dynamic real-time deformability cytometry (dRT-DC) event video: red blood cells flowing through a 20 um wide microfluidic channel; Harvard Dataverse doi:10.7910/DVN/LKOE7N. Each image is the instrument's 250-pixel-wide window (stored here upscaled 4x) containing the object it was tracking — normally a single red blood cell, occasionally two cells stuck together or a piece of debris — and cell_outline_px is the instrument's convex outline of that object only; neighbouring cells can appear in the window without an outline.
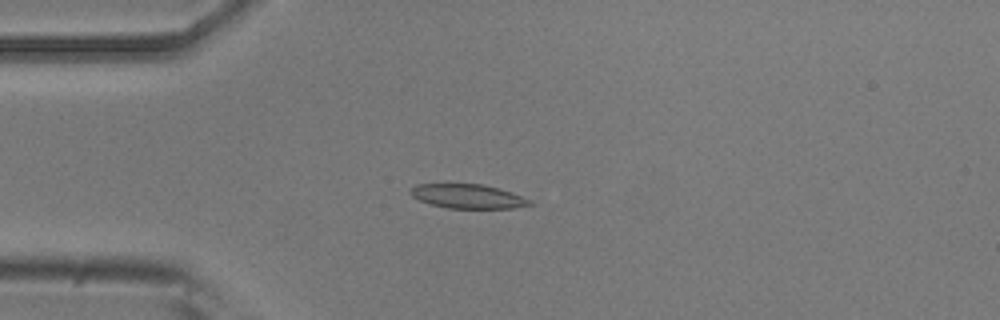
{"species": "common noctule bat (a hibernating species)", "species_latin": "Nyctalus noctula", "temperature_condition": "room temperature", "stored_images_in_passage": 53, "camera_frame_rate_fps": 3000, "um_per_image_px": 0.085, "animal": {"sex": "male", "body_mass_g": 20.5, "forearm_length_mm": 52.5}, "frame": {"image": 1, "passage_image": 14, "time_ms": 4.333, "image_size_px": [1000, 320], "cell_outline_px": [[536, 204], [512, 208], [448, 208], [432, 204], [420, 200], [412, 196], [408, 192], [416, 184], [444, 180], [484, 184], [500, 188], [512, 192], [532, 200]], "centroid_in_image_um": [39.72, 16.62], "position_along_channel_um": 45.3, "area_um2": 17.86}}
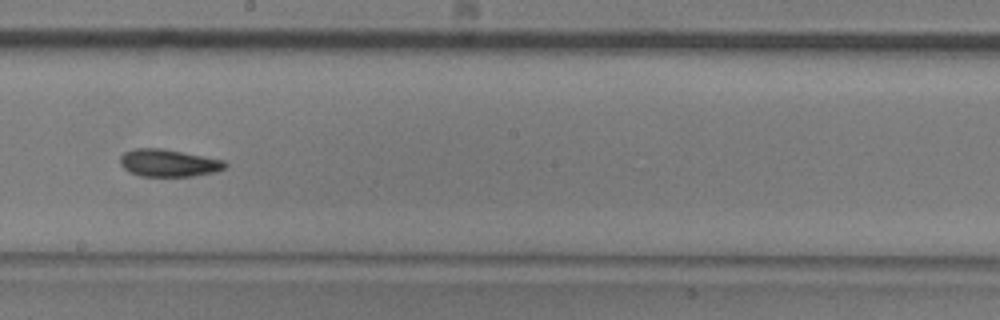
{"frame": {"image": 2, "passage_image": 30, "time_ms": 9.667, "image_size_px": [1000, 320], "cell_outline_px": [[228, 164], [224, 168], [216, 172], [192, 176], [140, 176], [128, 172], [120, 164], [120, 156], [124, 152], [136, 148], [160, 148], [204, 156], [224, 160]], "centroid_in_image_um": [14.31, 13.86], "position_along_channel_um": 233.9, "area_um2": 16.76}}
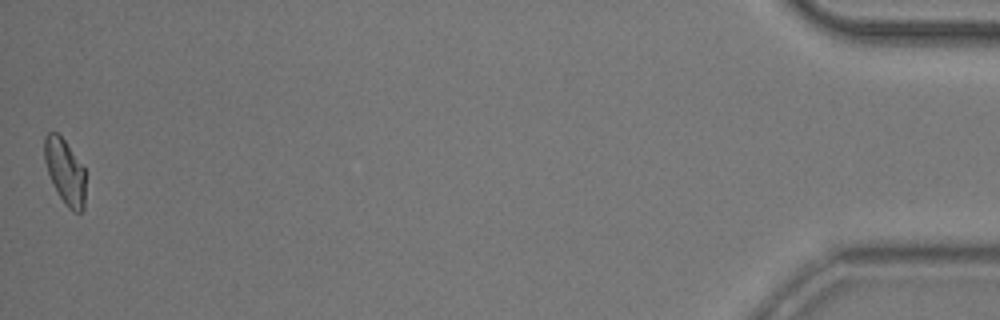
{"frame": {"image": 3, "passage_image": 53, "time_ms": 17.333, "image_size_px": [1000, 320], "cell_outline_px": [[84, 208], [80, 212], [72, 212], [64, 204], [48, 172], [44, 160], [44, 136], [48, 132], [56, 132], [64, 140], [84, 168]], "centroid_in_image_um": [5.51, 14.58], "position_along_channel_um": 429.7, "area_um2": 15.26}, "authors_computed_cell_mechanics": {"area_um2": 16.762, "velocity_mm_per_s": 3.8241, "shape_relaxation_time_tau1_ms": 7.536, "shape_relaxation_time_tau2_ms": 6.7424, "deformation_change_tau1": 0.1691, "deformation_change_tau2": 0.1143}}